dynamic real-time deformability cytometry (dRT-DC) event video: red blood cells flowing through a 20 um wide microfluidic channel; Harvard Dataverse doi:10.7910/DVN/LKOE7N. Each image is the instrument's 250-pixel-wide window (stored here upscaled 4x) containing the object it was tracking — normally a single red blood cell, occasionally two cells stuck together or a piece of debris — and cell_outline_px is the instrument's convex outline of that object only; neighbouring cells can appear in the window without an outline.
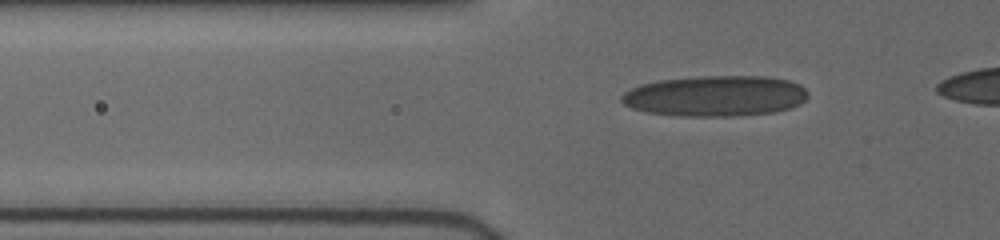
{"species": "human", "species_latin": "Homo sapiens", "temperature_condition": "cold", "stored_images_in_passage": 54, "camera_frame_rate_fps": 3000, "um_per_image_px": 0.085, "donor": {"sex": "female"}, "frame": {"image": 1, "passage_image": 16, "time_ms": 4.667, "image_size_px": [1000, 240], "cell_outline_px": [[808, 96], [800, 104], [776, 112], [732, 116], [680, 116], [648, 112], [632, 108], [624, 104], [620, 100], [620, 96], [624, 92], [640, 84], [660, 80], [700, 76], [768, 76], [788, 80], [800, 84], [808, 92]], "centroid_in_image_um": [60.81, 8.15], "position_along_channel_um": 65.0, "area_um2": 44.39}}
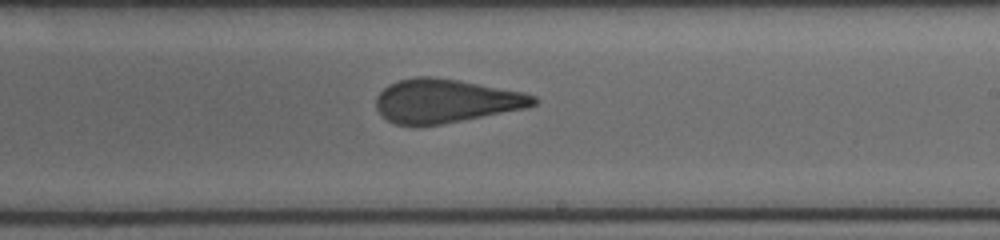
{"frame": {"image": 2, "passage_image": 34, "time_ms": 9.667, "image_size_px": [1000, 240], "cell_outline_px": [[540, 100], [536, 104], [528, 108], [440, 124], [396, 124], [388, 120], [376, 108], [376, 96], [388, 84], [400, 80], [416, 76], [432, 76], [456, 80], [524, 92], [536, 96]], "centroid_in_image_um": [37.92, 8.56], "position_along_channel_um": 251.1, "area_um2": 39.71}}
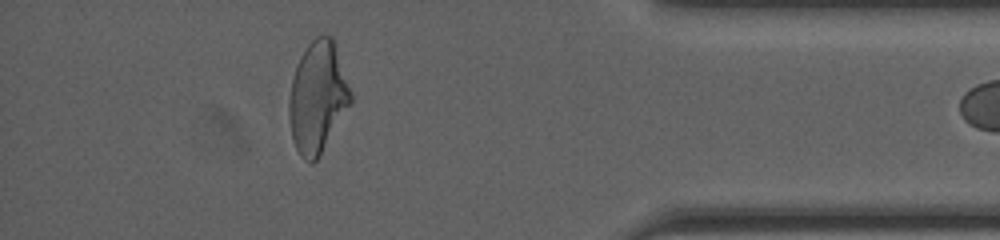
{"frame": {"image": 3, "passage_image": 53, "time_ms": 14.333, "image_size_px": [1000, 240], "cell_outline_px": [[352, 100], [316, 160], [312, 164], [304, 160], [300, 156], [296, 148], [292, 136], [288, 116], [288, 100], [292, 80], [300, 56], [308, 44], [316, 36], [332, 36], [352, 92]], "centroid_in_image_um": [26.98, 8.26], "position_along_channel_um": 408.2, "area_um2": 39.42}}